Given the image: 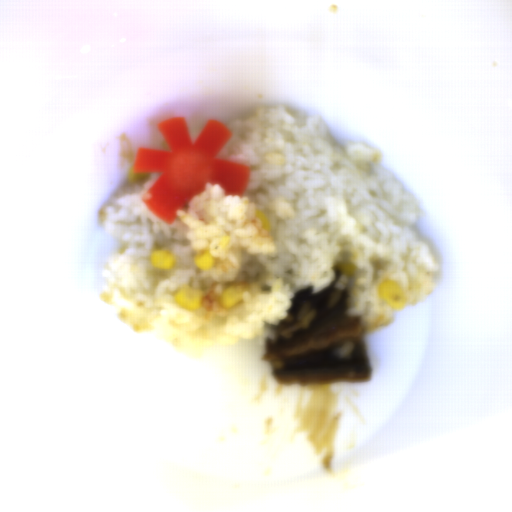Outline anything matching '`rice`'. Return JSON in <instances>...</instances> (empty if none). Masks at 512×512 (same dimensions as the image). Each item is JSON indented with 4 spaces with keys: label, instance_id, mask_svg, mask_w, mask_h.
<instances>
[{
    "label": "rice",
    "instance_id": "obj_1",
    "mask_svg": "<svg viewBox=\"0 0 512 512\" xmlns=\"http://www.w3.org/2000/svg\"><path fill=\"white\" fill-rule=\"evenodd\" d=\"M230 138L218 159L250 171L240 196L205 182L169 225L145 203L160 178L120 185L97 218L114 243L100 274L102 302L130 329L151 331L174 349L202 352L238 341L276 340L297 291L313 295L333 286L348 290L347 317L363 333L393 324L401 309L382 299L392 281L419 304L437 288L442 267L420 237L416 206L403 183L382 164V153L364 143L336 139L325 120L284 105L264 106L226 125ZM269 219L262 228L256 210ZM172 254L174 268L156 270L154 250ZM206 249L210 271L194 267ZM351 261L352 276L336 263ZM250 290L231 308L221 293L232 283ZM202 291V308L184 310L175 293ZM362 333V334H363Z\"/></svg>",
    "mask_w": 512,
    "mask_h": 512
},
{
    "label": "rice",
    "instance_id": "obj_2",
    "mask_svg": "<svg viewBox=\"0 0 512 512\" xmlns=\"http://www.w3.org/2000/svg\"><path fill=\"white\" fill-rule=\"evenodd\" d=\"M354 341H345L337 350L335 353V356L341 359H346L352 352L354 348Z\"/></svg>",
    "mask_w": 512,
    "mask_h": 512
}]
</instances>
